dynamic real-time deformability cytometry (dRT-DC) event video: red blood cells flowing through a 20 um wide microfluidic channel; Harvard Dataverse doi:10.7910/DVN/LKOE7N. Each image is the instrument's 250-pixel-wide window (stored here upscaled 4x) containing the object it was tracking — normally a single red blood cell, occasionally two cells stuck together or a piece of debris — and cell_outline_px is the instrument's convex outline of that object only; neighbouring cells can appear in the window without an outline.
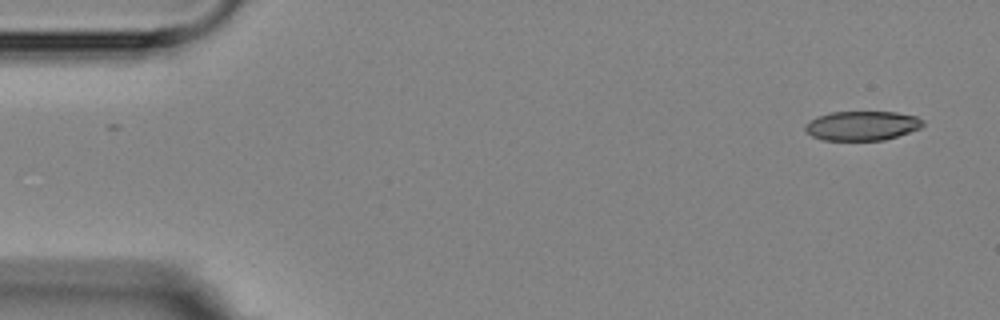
{"species": "Egyptian fruit bat (a non-hibernating species)", "species_latin": "Rousettus aegyptiacus", "temperature_condition": "room temperature", "stored_images_in_passage": 5, "camera_frame_rate_fps": 3000, "um_per_image_px": 0.085, "animal": {"sex": "female"}, "frame": {"image": 1, "passage_image": 1, "time_ms": 0.0, "image_size_px": [1000, 320], "cell_outline_px": [[924, 124], [920, 128], [884, 140], [824, 140], [812, 136], [804, 128], [804, 124], [816, 116], [828, 112], [896, 112], [916, 116], [924, 120]], "centroid_in_image_um": [73.25, 10.67], "position_along_channel_um": 11.7, "area_um2": 20.17}}
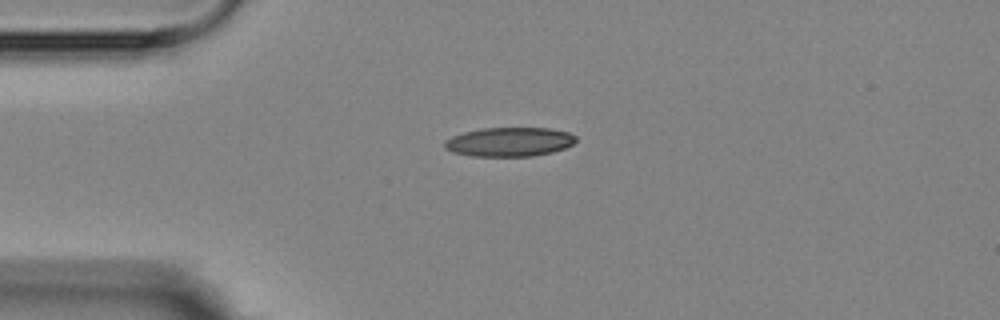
{"frame": {"image": 2, "passage_image": 4, "time_ms": 3.333, "image_size_px": [1000, 320], "cell_outline_px": [[576, 140], [572, 144], [564, 148], [552, 152], [532, 156], [472, 156], [452, 152], [444, 148], [444, 140], [452, 136], [464, 132], [484, 128], [548, 128], [568, 132], [576, 136]], "centroid_in_image_um": [43.27, 12.06], "position_along_channel_um": 41.7, "area_um2": 22.25}}